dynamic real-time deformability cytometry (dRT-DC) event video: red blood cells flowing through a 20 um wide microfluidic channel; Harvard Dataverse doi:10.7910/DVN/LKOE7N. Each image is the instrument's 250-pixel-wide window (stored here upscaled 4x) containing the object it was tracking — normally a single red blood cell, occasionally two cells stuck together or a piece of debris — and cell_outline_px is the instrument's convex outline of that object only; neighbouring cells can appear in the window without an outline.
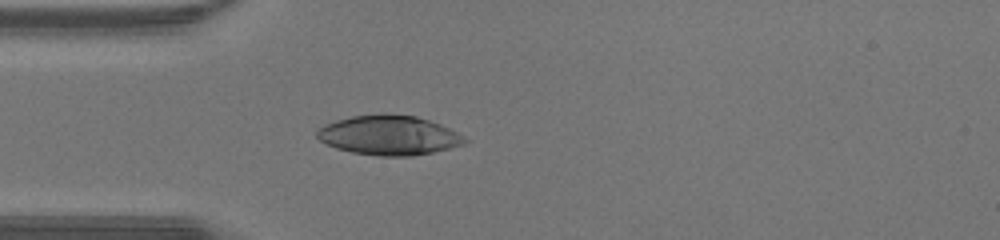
{"species": "human", "species_latin": "Homo sapiens", "temperature_condition": "warm", "stored_images_in_passage": 34, "camera_frame_rate_fps": 3000, "um_per_image_px": 0.085, "donor": {"sex": "male"}, "frame": {"image": 1, "passage_image": 1, "time_ms": 0.0, "image_size_px": [1000, 240], "cell_outline_px": [[468, 140], [464, 144], [432, 152], [412, 156], [380, 156], [352, 152], [336, 148], [320, 140], [316, 136], [316, 132], [324, 124], [336, 120], [352, 116], [384, 112], [416, 116], [440, 124], [456, 132]], "centroid_in_image_um": [33.03, 11.48], "position_along_channel_um": 52.0, "area_um2": 34.04}}
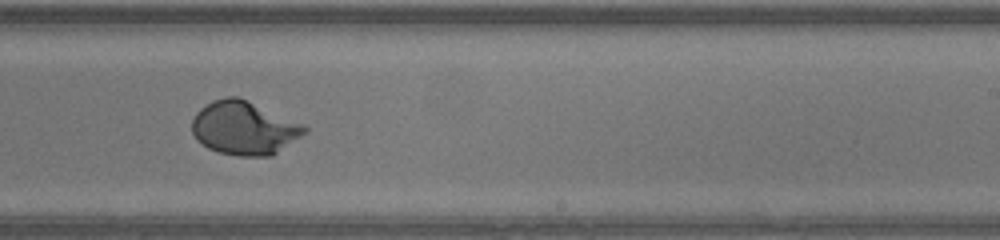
{"frame": {"image": 2, "passage_image": 16, "time_ms": 5.0, "image_size_px": [1000, 240], "cell_outline_px": [[308, 128], [300, 136], [272, 156], [240, 156], [220, 152], [208, 148], [196, 140], [192, 132], [192, 120], [196, 112], [200, 108], [212, 100], [224, 96], [240, 96], [304, 124]], "centroid_in_image_um": [20.72, 10.85], "position_along_channel_um": 268.3, "area_um2": 35.26}}
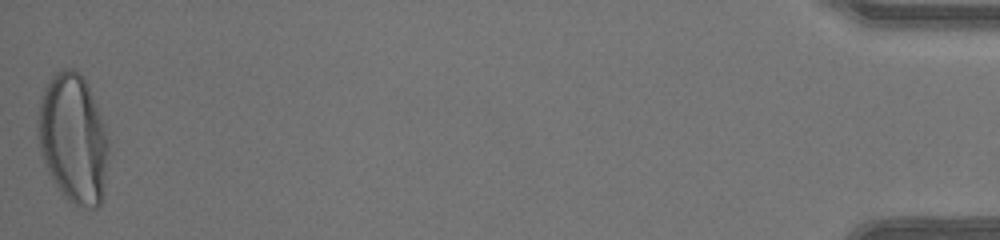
{"frame": {"image": 3, "passage_image": 34, "time_ms": 11.0, "image_size_px": [1000, 240], "cell_outline_px": [[108, 160], [104, 196], [100, 204], [96, 208], [84, 208], [68, 200], [60, 192], [48, 172], [40, 152], [36, 136], [40, 96], [44, 88], [52, 76], [56, 72], [64, 68], [72, 68], [80, 72], [108, 128]], "centroid_in_image_um": [6.23, 11.8], "position_along_channel_um": 429.0, "area_um2": 53.99}, "authors_computed_cell_mechanics": {"area_um2": 34.7956, "velocity_mm_per_s": 4.4407, "shape_relaxation_time_tau1_ms": 2.8425, "shape_relaxation_time_tau2_ms": null, "deformation_change_tau1": 0.2331, "deformation_change_tau2": null}}